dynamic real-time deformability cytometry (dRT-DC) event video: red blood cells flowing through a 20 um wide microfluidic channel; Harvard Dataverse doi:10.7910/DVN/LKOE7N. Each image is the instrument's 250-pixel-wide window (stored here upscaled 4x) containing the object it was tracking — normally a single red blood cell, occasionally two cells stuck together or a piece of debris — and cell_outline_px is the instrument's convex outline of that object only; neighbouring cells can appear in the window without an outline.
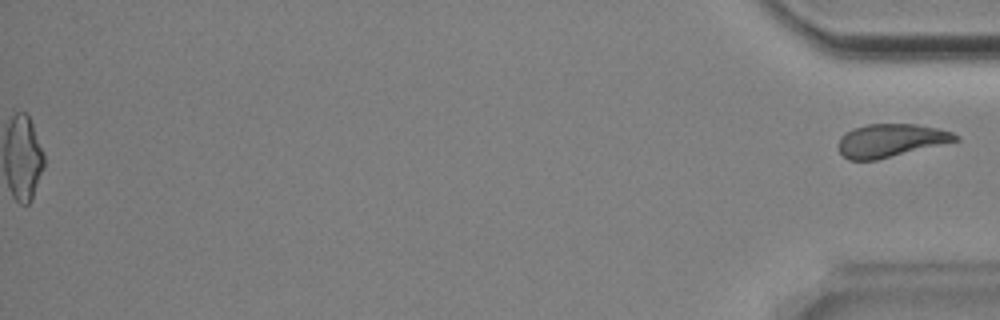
{"species": "Egyptian fruit bat (a non-hibernating species)", "species_latin": "Rousettus aegyptiacus", "temperature_condition": "room temperature", "stored_images_in_passage": 53, "segment_of_instrument_passage": [2, 2], "camera_frame_rate_fps": 3000, "um_per_image_px": 0.085, "animal": {"sex": "male"}, "frame": {"image": 1, "passage_image": 53, "time_ms": 17.333, "image_size_px": [1000, 320], "cell_outline_px": [[960, 140], [876, 160], [848, 160], [840, 152], [840, 136], [852, 128], [868, 124], [916, 124], [936, 128], [952, 132], [960, 136]], "centroid_in_image_um": [75.72, 11.93], "position_along_channel_um": 359.5, "area_um2": 22.43}}